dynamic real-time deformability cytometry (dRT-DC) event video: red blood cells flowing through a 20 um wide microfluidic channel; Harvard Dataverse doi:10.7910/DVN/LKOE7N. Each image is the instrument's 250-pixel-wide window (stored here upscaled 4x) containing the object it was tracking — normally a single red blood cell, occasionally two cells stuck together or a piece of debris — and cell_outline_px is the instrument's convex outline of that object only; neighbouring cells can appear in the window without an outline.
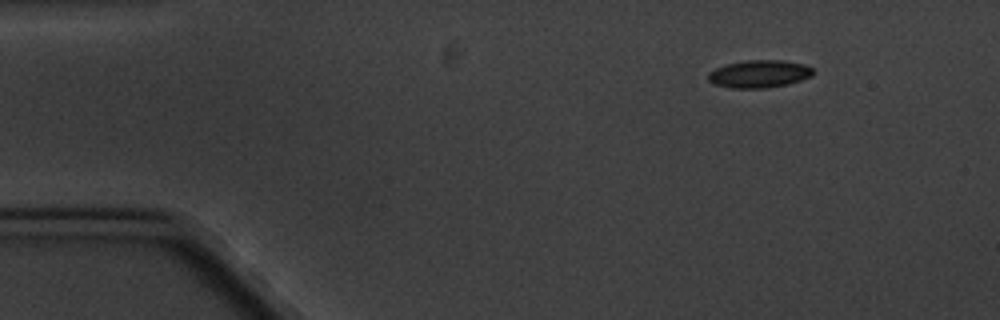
{"species": "common noctule bat (a hibernating species)", "species_latin": "Nyctalus noctula", "temperature_condition": "cold", "stored_images_in_passage": 5, "camera_frame_rate_fps": 3000, "um_per_image_px": 0.085, "animal": {"sex": "male", "body_mass_g": 20.1, "forearm_length_mm": 53.5}, "frame": {"image": 1, "passage_image": 1, "time_ms": 0.0, "image_size_px": [1000, 320], "cell_outline_px": [[812, 76], [788, 84], [764, 88], [728, 88], [716, 84], [708, 80], [708, 72], [716, 68], [728, 64], [748, 60], [784, 60], [804, 64], [812, 68]], "centroid_in_image_um": [64.53, 6.28], "position_along_channel_um": 20.5, "area_um2": 16.76}}
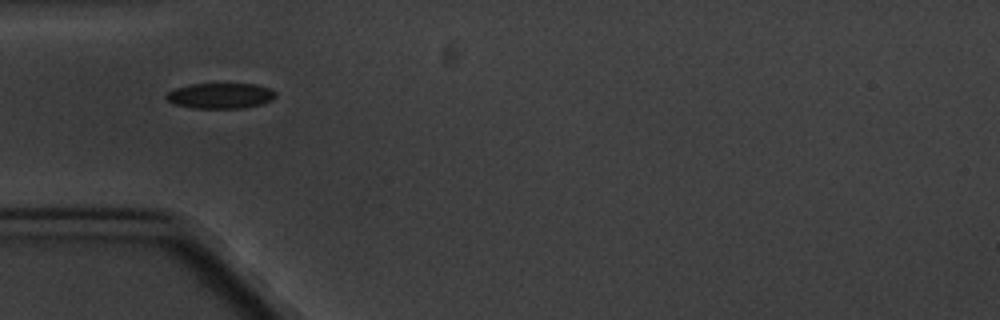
{"frame": {"image": 2, "passage_image": 4, "time_ms": 3.667, "image_size_px": [1000, 320], "cell_outline_px": [[276, 96], [272, 100], [260, 104], [244, 108], [192, 108], [172, 104], [164, 96], [168, 92], [176, 88], [192, 84], [256, 84], [272, 88], [276, 92]], "centroid_in_image_um": [18.75, 8.14], "position_along_channel_um": 66.3, "area_um2": 16.36}}